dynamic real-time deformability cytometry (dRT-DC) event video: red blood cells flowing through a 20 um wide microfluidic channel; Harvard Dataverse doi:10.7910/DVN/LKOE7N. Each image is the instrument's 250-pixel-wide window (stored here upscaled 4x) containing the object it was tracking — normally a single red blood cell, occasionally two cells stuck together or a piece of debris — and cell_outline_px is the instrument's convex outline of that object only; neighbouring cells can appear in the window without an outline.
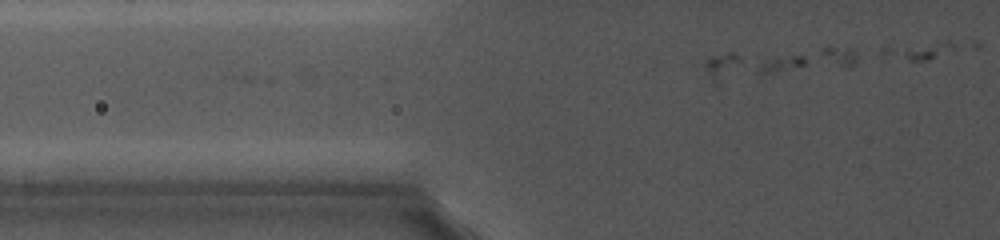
{"species": "common noctule bat (a hibernating species)", "species_latin": "Nyctalus noctula", "temperature_condition": "cold", "stored_images_in_passage": 3, "camera_frame_rate_fps": 5000, "um_per_image_px": 0.085, "animal": {"sex": "female", "body_mass_g": 19.0, "forearm_length_mm": 56.7}, "frame": {"image": 1, "passage_image": 2, "time_ms": 0.2, "image_size_px": [1000, 240], "cell_outline_px": [[804, 64], [768, 72], [712, 84], [704, 68], [704, 60], [712, 56], [728, 52], [736, 52], [804, 56]], "centroid_in_image_um": [63.45, 5.52], "position_along_channel_um": 62.3, "area_um2": 14.51}}